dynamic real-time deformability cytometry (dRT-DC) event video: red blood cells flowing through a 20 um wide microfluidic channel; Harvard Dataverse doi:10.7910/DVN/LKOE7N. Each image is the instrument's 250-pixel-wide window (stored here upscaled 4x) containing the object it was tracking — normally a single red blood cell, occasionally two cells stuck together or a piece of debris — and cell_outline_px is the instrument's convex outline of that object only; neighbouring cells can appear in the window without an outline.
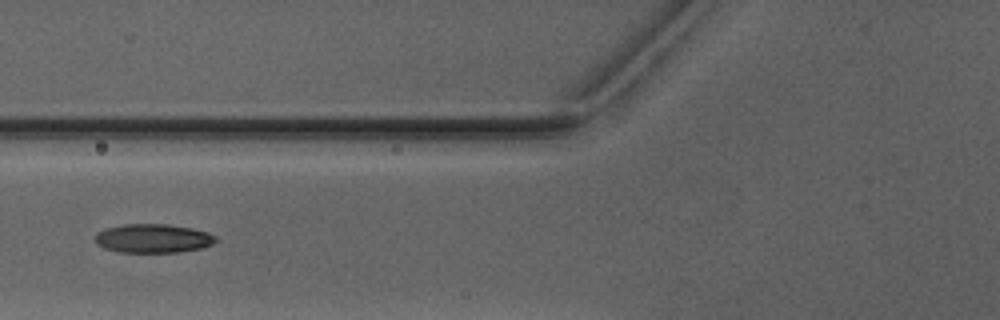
{"species": "Egyptian fruit bat (a non-hibernating species)", "species_latin": "Rousettus aegyptiacus", "temperature_condition": "warm", "stored_images_in_passage": 5, "camera_frame_rate_fps": 3000, "um_per_image_px": 0.085, "animal": {"sex": "male"}, "frame": {"image": 1, "passage_image": 5, "time_ms": 6.333, "image_size_px": [1000, 320], "cell_outline_px": [[220, 240], [212, 244], [200, 248], [176, 252], [120, 252], [104, 248], [96, 244], [96, 232], [104, 228], [124, 224], [168, 224], [192, 228], [208, 232], [216, 236]], "centroid_in_image_um": [13.01, 20.25], "position_along_channel_um": 112.8, "area_um2": 20.4}}